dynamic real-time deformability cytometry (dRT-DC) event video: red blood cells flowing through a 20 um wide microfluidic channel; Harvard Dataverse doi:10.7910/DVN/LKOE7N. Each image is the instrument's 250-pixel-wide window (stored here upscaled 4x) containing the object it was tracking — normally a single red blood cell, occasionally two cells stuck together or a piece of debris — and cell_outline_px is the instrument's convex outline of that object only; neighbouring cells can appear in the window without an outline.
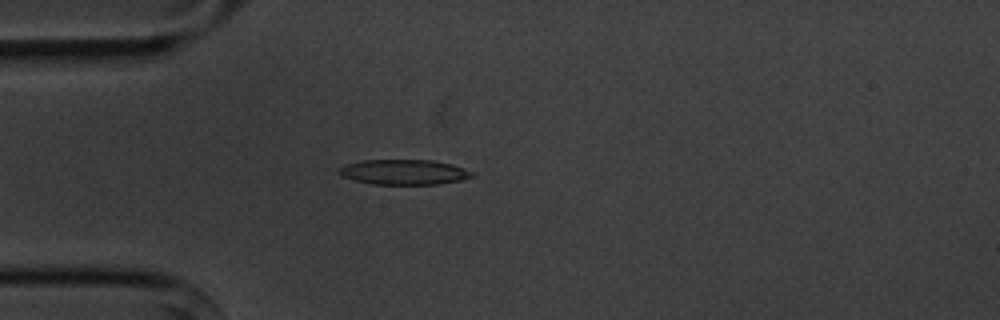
{"species": "common noctule bat (a hibernating species)", "species_latin": "Nyctalus noctula", "temperature_condition": "cold", "stored_images_in_passage": 5, "camera_frame_rate_fps": 3000, "um_per_image_px": 0.085, "animal": {"sex": "male", "body_mass_g": 20.1, "forearm_length_mm": 53.5}, "frame": {"image": 1, "passage_image": 5, "time_ms": 4.667, "image_size_px": [1000, 320], "cell_outline_px": [[476, 176], [460, 180], [436, 184], [372, 184], [340, 176], [336, 172], [336, 168], [348, 164], [364, 160], [432, 160], [452, 164], [464, 168], [472, 172]], "centroid_in_image_um": [34.31, 14.62], "position_along_channel_um": 50.7, "area_um2": 19.48}}